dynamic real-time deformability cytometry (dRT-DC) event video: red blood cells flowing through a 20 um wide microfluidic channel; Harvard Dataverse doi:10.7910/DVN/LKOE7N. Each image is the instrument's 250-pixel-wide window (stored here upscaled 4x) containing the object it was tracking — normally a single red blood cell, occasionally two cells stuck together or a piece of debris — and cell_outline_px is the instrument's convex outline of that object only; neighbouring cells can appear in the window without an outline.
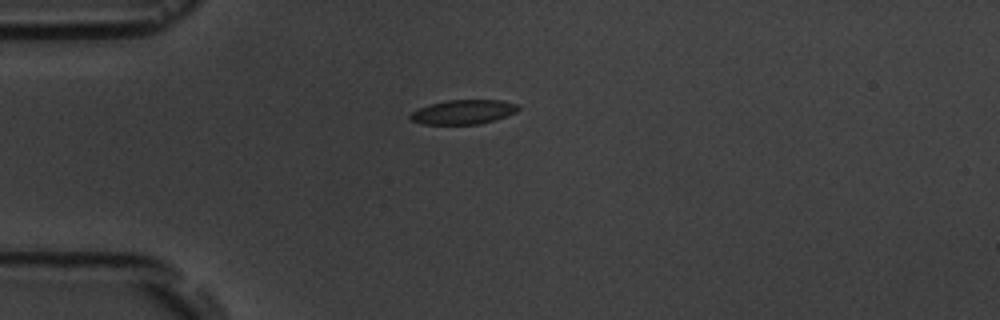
{"species": "common noctule bat (a hibernating species)", "species_latin": "Nyctalus noctula", "temperature_condition": "room temperature", "stored_images_in_passage": 7, "camera_frame_rate_fps": 3000, "um_per_image_px": 0.085, "animal": {"sex": "male", "body_mass_g": 19.5, "forearm_length_mm": 54.6}, "frame": {"image": 1, "passage_image": 1, "time_ms": 0.0, "image_size_px": [1000, 320], "cell_outline_px": [[520, 108], [516, 112], [508, 116], [480, 124], [420, 124], [412, 120], [408, 116], [412, 112], [420, 108], [432, 104], [448, 100], [500, 100], [516, 104]], "centroid_in_image_um": [39.4, 9.52], "position_along_channel_um": 45.6, "area_um2": 15.2}}
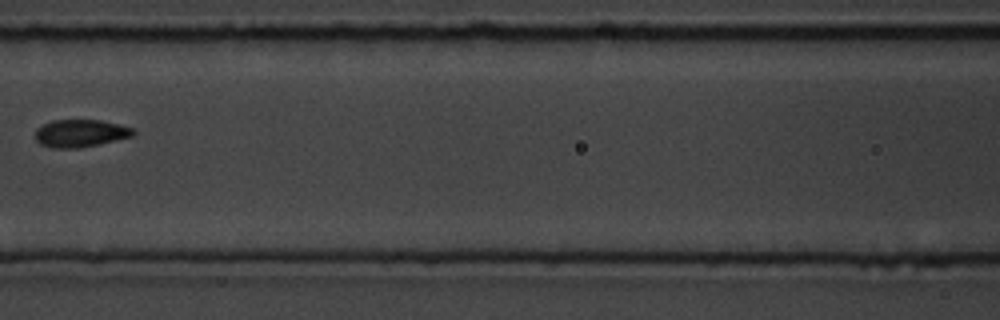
{"frame": {"image": 2, "passage_image": 4, "time_ms": 3.667, "image_size_px": [1000, 320], "cell_outline_px": [[136, 132], [132, 136], [100, 144], [80, 148], [52, 148], [40, 144], [36, 140], [36, 128], [52, 120], [100, 120], [132, 128]], "centroid_in_image_um": [6.81, 11.34], "position_along_channel_um": 159.8, "area_um2": 15.66}}
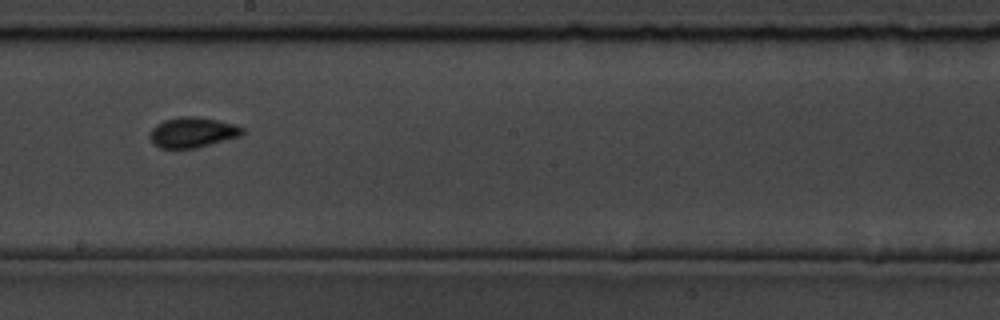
{"frame": {"image": 3, "passage_image": 6, "time_ms": 5.667, "image_size_px": [1000, 320], "cell_outline_px": [[244, 132], [240, 136], [196, 148], [160, 148], [152, 144], [148, 136], [148, 132], [156, 124], [164, 120], [180, 116], [196, 116], [216, 120], [232, 124], [244, 128]], "centroid_in_image_um": [16.3, 11.25], "position_along_channel_um": 231.9, "area_um2": 16.42}}